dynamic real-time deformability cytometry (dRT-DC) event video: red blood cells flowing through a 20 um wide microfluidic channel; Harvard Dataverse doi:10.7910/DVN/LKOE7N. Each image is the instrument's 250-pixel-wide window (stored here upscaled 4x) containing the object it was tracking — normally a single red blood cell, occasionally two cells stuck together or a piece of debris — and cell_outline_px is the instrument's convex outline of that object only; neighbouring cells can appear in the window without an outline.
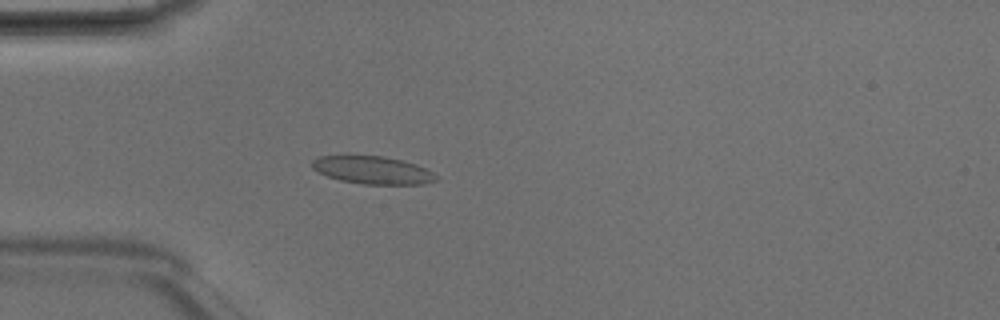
{"species": "Egyptian fruit bat (a non-hibernating species)", "species_latin": "Rousettus aegyptiacus", "temperature_condition": "room temperature", "stored_images_in_passage": 4, "camera_frame_rate_fps": 3000, "um_per_image_px": 0.085, "animal": {"sex": "male"}, "frame": {"image": 1, "passage_image": 4, "time_ms": 1.0, "image_size_px": [1000, 320], "cell_outline_px": [[440, 180], [424, 184], [364, 184], [340, 180], [328, 176], [312, 168], [312, 160], [320, 156], [384, 156], [416, 164], [432, 172]], "centroid_in_image_um": [31.7, 14.46], "position_along_channel_um": 53.3, "area_um2": 19.83}}